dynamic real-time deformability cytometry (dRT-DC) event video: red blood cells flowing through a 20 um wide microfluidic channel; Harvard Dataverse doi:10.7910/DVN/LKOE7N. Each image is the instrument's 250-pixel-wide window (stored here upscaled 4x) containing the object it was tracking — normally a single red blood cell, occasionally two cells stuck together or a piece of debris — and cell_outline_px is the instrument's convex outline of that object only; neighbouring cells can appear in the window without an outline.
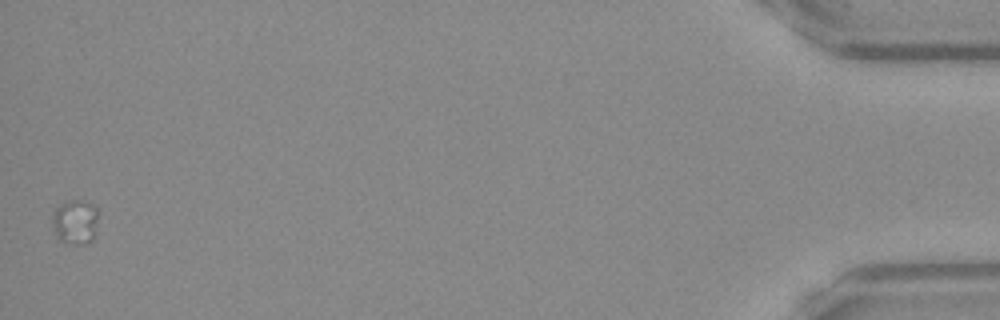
{"species": "Egyptian fruit bat (a non-hibernating species)", "species_latin": "Rousettus aegyptiacus", "temperature_condition": "warm", "stored_images_in_passage": 44, "camera_frame_rate_fps": 3000, "um_per_image_px": 0.085, "frame": {"image": 1, "passage_image": 44, "time_ms": 14.333, "image_size_px": [1000, 320], "cell_outline_px": [[100, 212], [96, 236], [92, 240], [84, 244], [64, 244], [56, 240], [52, 220], [52, 216], [56, 208], [60, 204], [72, 200], [76, 200], [88, 204], [96, 208]], "centroid_in_image_um": [6.41, 18.92], "position_along_channel_um": 428.8, "area_um2": 12.37}}